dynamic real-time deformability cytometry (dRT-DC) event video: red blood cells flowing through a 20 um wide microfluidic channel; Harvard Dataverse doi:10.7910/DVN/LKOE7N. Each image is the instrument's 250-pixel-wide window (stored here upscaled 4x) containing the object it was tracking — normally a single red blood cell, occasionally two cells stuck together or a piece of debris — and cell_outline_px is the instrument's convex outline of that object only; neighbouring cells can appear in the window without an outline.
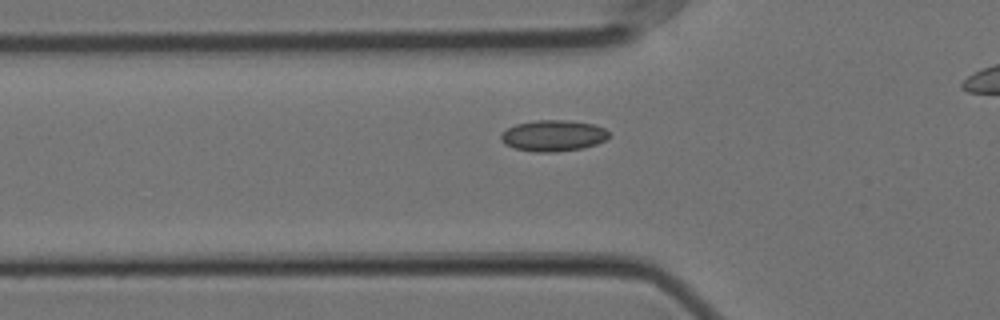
{"species": "Egyptian fruit bat (a non-hibernating species)", "species_latin": "Rousettus aegyptiacus", "temperature_condition": "cold", "stored_images_in_passage": 36, "camera_frame_rate_fps": 3000, "um_per_image_px": 0.085, "animal": {"sex": "female"}, "frame": {"image": 1, "passage_image": 8, "time_ms": 2.333, "image_size_px": [1000, 320], "cell_outline_px": [[608, 136], [604, 140], [596, 144], [584, 148], [556, 152], [536, 152], [516, 148], [504, 144], [500, 140], [500, 136], [508, 128], [516, 124], [536, 120], [568, 120], [596, 124], [604, 128], [608, 132]], "centroid_in_image_um": [47.03, 11.53], "position_along_channel_um": 78.8, "area_um2": 19.59}}
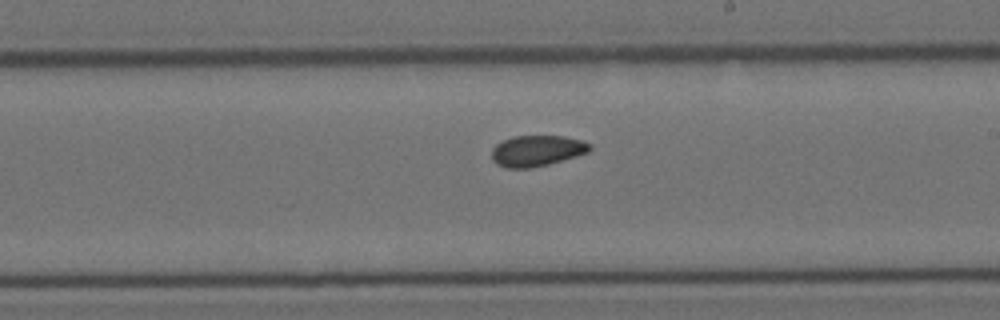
{"frame": {"image": 2, "passage_image": 22, "time_ms": 7.0, "image_size_px": [1000, 320], "cell_outline_px": [[592, 148], [588, 152], [576, 156], [548, 164], [528, 168], [508, 168], [496, 164], [492, 160], [492, 148], [496, 144], [512, 136], [564, 136], [580, 140], [592, 144]], "centroid_in_image_um": [45.63, 12.81], "position_along_channel_um": 243.4, "area_um2": 17.63}}
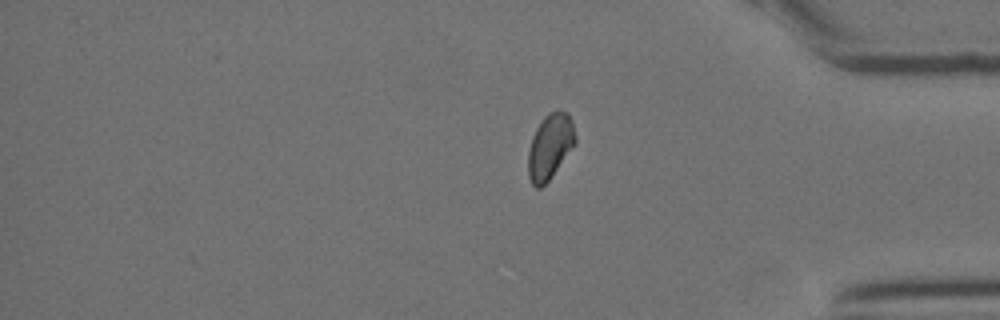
{"frame": {"image": 3, "passage_image": 36, "time_ms": 11.667, "image_size_px": [1000, 320], "cell_outline_px": [[576, 144], [548, 180], [540, 188], [536, 188], [532, 184], [528, 176], [528, 152], [532, 136], [536, 128], [544, 116], [548, 112], [560, 108], [568, 112], [572, 120], [576, 140]], "centroid_in_image_um": [46.76, 12.4], "position_along_channel_um": 388.4, "area_um2": 18.09}, "authors_computed_cell_mechanics": {"area_um2": 18.1492, "velocity_mm_per_s": 3.5137, "shape_relaxation_time_tau1_ms": 8.5406, "shape_relaxation_time_tau2_ms": 2.3629, "deformation_change_tau1": 0.0877, "deformation_change_tau2": 0.0571}}